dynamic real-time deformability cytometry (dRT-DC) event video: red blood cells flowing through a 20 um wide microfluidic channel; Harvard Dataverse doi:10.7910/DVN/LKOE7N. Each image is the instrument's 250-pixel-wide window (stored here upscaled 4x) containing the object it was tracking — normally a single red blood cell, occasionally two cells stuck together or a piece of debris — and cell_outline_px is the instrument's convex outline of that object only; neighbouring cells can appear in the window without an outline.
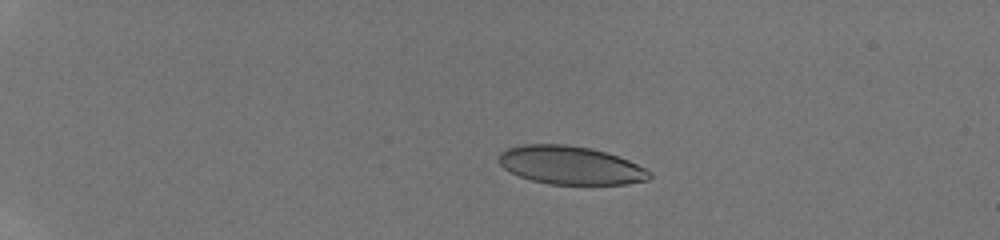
{"species": "human", "species_latin": "Homo sapiens", "temperature_condition": "room temperature", "stored_images_in_passage": 9, "segment_of_instrument_passage": [1, 2], "camera_frame_rate_fps": 3000, "um_per_image_px": 0.085, "donor": {"sex": "male"}, "frame": {"image": 1, "passage_image": 3, "time_ms": 1.667, "image_size_px": [1000, 240], "cell_outline_px": [[652, 176], [648, 180], [628, 184], [548, 184], [532, 180], [520, 176], [504, 168], [500, 164], [500, 152], [508, 148], [520, 144], [564, 144], [588, 148], [604, 152], [628, 160], [652, 172]], "centroid_in_image_um": [48.5, 14.05], "position_along_channel_um": 36.5, "area_um2": 33.35}}
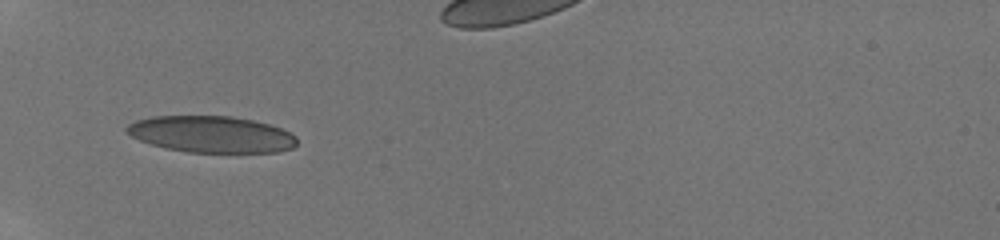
{"frame": {"image": 2, "passage_image": 6, "time_ms": 4.333, "image_size_px": [1000, 240], "cell_outline_px": [[296, 144], [292, 148], [280, 152], [188, 152], [164, 148], [140, 140], [124, 132], [124, 128], [128, 124], [136, 120], [152, 116], [232, 116], [252, 120], [268, 124], [280, 128], [296, 136]], "centroid_in_image_um": [17.93, 11.41], "position_along_channel_um": 67.1, "area_um2": 36.24}}